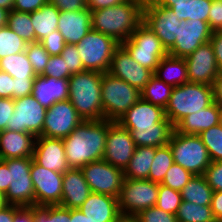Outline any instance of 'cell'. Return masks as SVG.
Segmentation results:
<instances>
[{"instance_id": "18", "label": "cell", "mask_w": 222, "mask_h": 222, "mask_svg": "<svg viewBox=\"0 0 222 222\" xmlns=\"http://www.w3.org/2000/svg\"><path fill=\"white\" fill-rule=\"evenodd\" d=\"M187 64L188 81L212 86L220 73L214 49L210 42L199 46L185 58Z\"/></svg>"}, {"instance_id": "34", "label": "cell", "mask_w": 222, "mask_h": 222, "mask_svg": "<svg viewBox=\"0 0 222 222\" xmlns=\"http://www.w3.org/2000/svg\"><path fill=\"white\" fill-rule=\"evenodd\" d=\"M0 70L7 72L13 78L35 79L36 77L25 51L1 58Z\"/></svg>"}, {"instance_id": "44", "label": "cell", "mask_w": 222, "mask_h": 222, "mask_svg": "<svg viewBox=\"0 0 222 222\" xmlns=\"http://www.w3.org/2000/svg\"><path fill=\"white\" fill-rule=\"evenodd\" d=\"M192 176L193 174L190 171L185 170L179 164L173 163L166 172L161 184L173 190L181 191Z\"/></svg>"}, {"instance_id": "14", "label": "cell", "mask_w": 222, "mask_h": 222, "mask_svg": "<svg viewBox=\"0 0 222 222\" xmlns=\"http://www.w3.org/2000/svg\"><path fill=\"white\" fill-rule=\"evenodd\" d=\"M30 174L35 192V206L60 205L63 173L49 170L32 159Z\"/></svg>"}, {"instance_id": "25", "label": "cell", "mask_w": 222, "mask_h": 222, "mask_svg": "<svg viewBox=\"0 0 222 222\" xmlns=\"http://www.w3.org/2000/svg\"><path fill=\"white\" fill-rule=\"evenodd\" d=\"M68 79L36 75L31 95L46 109L69 98Z\"/></svg>"}, {"instance_id": "67", "label": "cell", "mask_w": 222, "mask_h": 222, "mask_svg": "<svg viewBox=\"0 0 222 222\" xmlns=\"http://www.w3.org/2000/svg\"><path fill=\"white\" fill-rule=\"evenodd\" d=\"M14 0H0V8H4L8 11L13 9Z\"/></svg>"}, {"instance_id": "13", "label": "cell", "mask_w": 222, "mask_h": 222, "mask_svg": "<svg viewBox=\"0 0 222 222\" xmlns=\"http://www.w3.org/2000/svg\"><path fill=\"white\" fill-rule=\"evenodd\" d=\"M143 22L161 40L167 51L174 45L181 20L170 8L157 5L152 0H145Z\"/></svg>"}, {"instance_id": "1", "label": "cell", "mask_w": 222, "mask_h": 222, "mask_svg": "<svg viewBox=\"0 0 222 222\" xmlns=\"http://www.w3.org/2000/svg\"><path fill=\"white\" fill-rule=\"evenodd\" d=\"M107 119L83 120L66 138H63L65 155L70 168L81 169L90 162L102 160L108 125Z\"/></svg>"}, {"instance_id": "55", "label": "cell", "mask_w": 222, "mask_h": 222, "mask_svg": "<svg viewBox=\"0 0 222 222\" xmlns=\"http://www.w3.org/2000/svg\"><path fill=\"white\" fill-rule=\"evenodd\" d=\"M13 222H34V206L13 205Z\"/></svg>"}, {"instance_id": "57", "label": "cell", "mask_w": 222, "mask_h": 222, "mask_svg": "<svg viewBox=\"0 0 222 222\" xmlns=\"http://www.w3.org/2000/svg\"><path fill=\"white\" fill-rule=\"evenodd\" d=\"M210 43L213 46L215 58L222 73V30L212 32Z\"/></svg>"}, {"instance_id": "38", "label": "cell", "mask_w": 222, "mask_h": 222, "mask_svg": "<svg viewBox=\"0 0 222 222\" xmlns=\"http://www.w3.org/2000/svg\"><path fill=\"white\" fill-rule=\"evenodd\" d=\"M7 26L19 37H22L26 43L36 42L30 13L12 9L8 13Z\"/></svg>"}, {"instance_id": "20", "label": "cell", "mask_w": 222, "mask_h": 222, "mask_svg": "<svg viewBox=\"0 0 222 222\" xmlns=\"http://www.w3.org/2000/svg\"><path fill=\"white\" fill-rule=\"evenodd\" d=\"M33 160L55 172L64 173L70 169L65 155L64 142L60 138L36 137Z\"/></svg>"}, {"instance_id": "5", "label": "cell", "mask_w": 222, "mask_h": 222, "mask_svg": "<svg viewBox=\"0 0 222 222\" xmlns=\"http://www.w3.org/2000/svg\"><path fill=\"white\" fill-rule=\"evenodd\" d=\"M103 119L117 122L140 98L141 93L122 79L106 72L102 75Z\"/></svg>"}, {"instance_id": "2", "label": "cell", "mask_w": 222, "mask_h": 222, "mask_svg": "<svg viewBox=\"0 0 222 222\" xmlns=\"http://www.w3.org/2000/svg\"><path fill=\"white\" fill-rule=\"evenodd\" d=\"M145 0L124 3L91 11V29L113 37L118 43L130 38L143 22Z\"/></svg>"}, {"instance_id": "51", "label": "cell", "mask_w": 222, "mask_h": 222, "mask_svg": "<svg viewBox=\"0 0 222 222\" xmlns=\"http://www.w3.org/2000/svg\"><path fill=\"white\" fill-rule=\"evenodd\" d=\"M14 113V99L0 97V132L6 130Z\"/></svg>"}, {"instance_id": "62", "label": "cell", "mask_w": 222, "mask_h": 222, "mask_svg": "<svg viewBox=\"0 0 222 222\" xmlns=\"http://www.w3.org/2000/svg\"><path fill=\"white\" fill-rule=\"evenodd\" d=\"M0 222H13V205L3 204L0 207Z\"/></svg>"}, {"instance_id": "45", "label": "cell", "mask_w": 222, "mask_h": 222, "mask_svg": "<svg viewBox=\"0 0 222 222\" xmlns=\"http://www.w3.org/2000/svg\"><path fill=\"white\" fill-rule=\"evenodd\" d=\"M60 56L65 60L66 70H68L71 75L86 71L76 45L66 44Z\"/></svg>"}, {"instance_id": "29", "label": "cell", "mask_w": 222, "mask_h": 222, "mask_svg": "<svg viewBox=\"0 0 222 222\" xmlns=\"http://www.w3.org/2000/svg\"><path fill=\"white\" fill-rule=\"evenodd\" d=\"M175 127L171 122L156 123V128L128 129L137 146L161 147L169 143Z\"/></svg>"}, {"instance_id": "17", "label": "cell", "mask_w": 222, "mask_h": 222, "mask_svg": "<svg viewBox=\"0 0 222 222\" xmlns=\"http://www.w3.org/2000/svg\"><path fill=\"white\" fill-rule=\"evenodd\" d=\"M136 145L128 129L118 122L108 125L103 160L122 170L128 165Z\"/></svg>"}, {"instance_id": "15", "label": "cell", "mask_w": 222, "mask_h": 222, "mask_svg": "<svg viewBox=\"0 0 222 222\" xmlns=\"http://www.w3.org/2000/svg\"><path fill=\"white\" fill-rule=\"evenodd\" d=\"M82 121L69 99L55 102L46 110L42 136L66 138Z\"/></svg>"}, {"instance_id": "28", "label": "cell", "mask_w": 222, "mask_h": 222, "mask_svg": "<svg viewBox=\"0 0 222 222\" xmlns=\"http://www.w3.org/2000/svg\"><path fill=\"white\" fill-rule=\"evenodd\" d=\"M154 75L172 87L189 82L185 58L165 56L159 61Z\"/></svg>"}, {"instance_id": "47", "label": "cell", "mask_w": 222, "mask_h": 222, "mask_svg": "<svg viewBox=\"0 0 222 222\" xmlns=\"http://www.w3.org/2000/svg\"><path fill=\"white\" fill-rule=\"evenodd\" d=\"M137 216L141 222H178L176 215L165 212L156 206L141 211Z\"/></svg>"}, {"instance_id": "46", "label": "cell", "mask_w": 222, "mask_h": 222, "mask_svg": "<svg viewBox=\"0 0 222 222\" xmlns=\"http://www.w3.org/2000/svg\"><path fill=\"white\" fill-rule=\"evenodd\" d=\"M43 76H49L56 79H68L71 74L66 70L65 60L60 55L50 56L45 66Z\"/></svg>"}, {"instance_id": "21", "label": "cell", "mask_w": 222, "mask_h": 222, "mask_svg": "<svg viewBox=\"0 0 222 222\" xmlns=\"http://www.w3.org/2000/svg\"><path fill=\"white\" fill-rule=\"evenodd\" d=\"M125 129L156 128V123L170 122L165 109L141 98L117 121Z\"/></svg>"}, {"instance_id": "52", "label": "cell", "mask_w": 222, "mask_h": 222, "mask_svg": "<svg viewBox=\"0 0 222 222\" xmlns=\"http://www.w3.org/2000/svg\"><path fill=\"white\" fill-rule=\"evenodd\" d=\"M48 3L55 5L59 11H80L87 8L86 0H48Z\"/></svg>"}, {"instance_id": "49", "label": "cell", "mask_w": 222, "mask_h": 222, "mask_svg": "<svg viewBox=\"0 0 222 222\" xmlns=\"http://www.w3.org/2000/svg\"><path fill=\"white\" fill-rule=\"evenodd\" d=\"M203 176L213 191H222V160L211 162Z\"/></svg>"}, {"instance_id": "33", "label": "cell", "mask_w": 222, "mask_h": 222, "mask_svg": "<svg viewBox=\"0 0 222 222\" xmlns=\"http://www.w3.org/2000/svg\"><path fill=\"white\" fill-rule=\"evenodd\" d=\"M212 0H190L188 2L176 3L170 9L181 21L201 20L208 22V16Z\"/></svg>"}, {"instance_id": "10", "label": "cell", "mask_w": 222, "mask_h": 222, "mask_svg": "<svg viewBox=\"0 0 222 222\" xmlns=\"http://www.w3.org/2000/svg\"><path fill=\"white\" fill-rule=\"evenodd\" d=\"M159 184L148 179L125 178L118 197L121 214L138 215L141 211L155 206Z\"/></svg>"}, {"instance_id": "9", "label": "cell", "mask_w": 222, "mask_h": 222, "mask_svg": "<svg viewBox=\"0 0 222 222\" xmlns=\"http://www.w3.org/2000/svg\"><path fill=\"white\" fill-rule=\"evenodd\" d=\"M33 157L3 160L8 166L9 188L3 195L4 204L35 206V192L30 168Z\"/></svg>"}, {"instance_id": "64", "label": "cell", "mask_w": 222, "mask_h": 222, "mask_svg": "<svg viewBox=\"0 0 222 222\" xmlns=\"http://www.w3.org/2000/svg\"><path fill=\"white\" fill-rule=\"evenodd\" d=\"M155 4L170 8L172 5H176V3L188 2L190 0H152Z\"/></svg>"}, {"instance_id": "42", "label": "cell", "mask_w": 222, "mask_h": 222, "mask_svg": "<svg viewBox=\"0 0 222 222\" xmlns=\"http://www.w3.org/2000/svg\"><path fill=\"white\" fill-rule=\"evenodd\" d=\"M182 203L181 192L159 184L158 199L155 204L159 209L176 215Z\"/></svg>"}, {"instance_id": "31", "label": "cell", "mask_w": 222, "mask_h": 222, "mask_svg": "<svg viewBox=\"0 0 222 222\" xmlns=\"http://www.w3.org/2000/svg\"><path fill=\"white\" fill-rule=\"evenodd\" d=\"M156 147L137 146L128 165L123 170L124 178L148 179L150 166L155 156Z\"/></svg>"}, {"instance_id": "24", "label": "cell", "mask_w": 222, "mask_h": 222, "mask_svg": "<svg viewBox=\"0 0 222 222\" xmlns=\"http://www.w3.org/2000/svg\"><path fill=\"white\" fill-rule=\"evenodd\" d=\"M91 193L81 169L70 168L63 173L61 206L77 209Z\"/></svg>"}, {"instance_id": "69", "label": "cell", "mask_w": 222, "mask_h": 222, "mask_svg": "<svg viewBox=\"0 0 222 222\" xmlns=\"http://www.w3.org/2000/svg\"><path fill=\"white\" fill-rule=\"evenodd\" d=\"M4 204V201H3V196L0 195V207Z\"/></svg>"}, {"instance_id": "12", "label": "cell", "mask_w": 222, "mask_h": 222, "mask_svg": "<svg viewBox=\"0 0 222 222\" xmlns=\"http://www.w3.org/2000/svg\"><path fill=\"white\" fill-rule=\"evenodd\" d=\"M46 110L31 94L14 99V113L6 130L42 136Z\"/></svg>"}, {"instance_id": "32", "label": "cell", "mask_w": 222, "mask_h": 222, "mask_svg": "<svg viewBox=\"0 0 222 222\" xmlns=\"http://www.w3.org/2000/svg\"><path fill=\"white\" fill-rule=\"evenodd\" d=\"M180 192L182 201L206 206L211 205L214 191L203 175H193Z\"/></svg>"}, {"instance_id": "11", "label": "cell", "mask_w": 222, "mask_h": 222, "mask_svg": "<svg viewBox=\"0 0 222 222\" xmlns=\"http://www.w3.org/2000/svg\"><path fill=\"white\" fill-rule=\"evenodd\" d=\"M91 192L118 198L124 181V172L105 160L90 162L81 168Z\"/></svg>"}, {"instance_id": "37", "label": "cell", "mask_w": 222, "mask_h": 222, "mask_svg": "<svg viewBox=\"0 0 222 222\" xmlns=\"http://www.w3.org/2000/svg\"><path fill=\"white\" fill-rule=\"evenodd\" d=\"M178 222H216L210 205L182 201L176 214Z\"/></svg>"}, {"instance_id": "35", "label": "cell", "mask_w": 222, "mask_h": 222, "mask_svg": "<svg viewBox=\"0 0 222 222\" xmlns=\"http://www.w3.org/2000/svg\"><path fill=\"white\" fill-rule=\"evenodd\" d=\"M172 89L173 87L171 85L166 84L157 76L153 75L140 91L141 99L165 109L169 102Z\"/></svg>"}, {"instance_id": "60", "label": "cell", "mask_w": 222, "mask_h": 222, "mask_svg": "<svg viewBox=\"0 0 222 222\" xmlns=\"http://www.w3.org/2000/svg\"><path fill=\"white\" fill-rule=\"evenodd\" d=\"M10 185L8 177V166L0 159V195H4Z\"/></svg>"}, {"instance_id": "53", "label": "cell", "mask_w": 222, "mask_h": 222, "mask_svg": "<svg viewBox=\"0 0 222 222\" xmlns=\"http://www.w3.org/2000/svg\"><path fill=\"white\" fill-rule=\"evenodd\" d=\"M35 79L14 78L13 99L25 97L32 93Z\"/></svg>"}, {"instance_id": "43", "label": "cell", "mask_w": 222, "mask_h": 222, "mask_svg": "<svg viewBox=\"0 0 222 222\" xmlns=\"http://www.w3.org/2000/svg\"><path fill=\"white\" fill-rule=\"evenodd\" d=\"M25 53L34 73L36 75H42L50 57L42 44L39 41L27 43Z\"/></svg>"}, {"instance_id": "36", "label": "cell", "mask_w": 222, "mask_h": 222, "mask_svg": "<svg viewBox=\"0 0 222 222\" xmlns=\"http://www.w3.org/2000/svg\"><path fill=\"white\" fill-rule=\"evenodd\" d=\"M174 163L170 145L156 147L155 156L150 166L148 180L161 184L169 167Z\"/></svg>"}, {"instance_id": "26", "label": "cell", "mask_w": 222, "mask_h": 222, "mask_svg": "<svg viewBox=\"0 0 222 222\" xmlns=\"http://www.w3.org/2000/svg\"><path fill=\"white\" fill-rule=\"evenodd\" d=\"M36 137L27 132L4 130L0 132V159L33 157Z\"/></svg>"}, {"instance_id": "68", "label": "cell", "mask_w": 222, "mask_h": 222, "mask_svg": "<svg viewBox=\"0 0 222 222\" xmlns=\"http://www.w3.org/2000/svg\"><path fill=\"white\" fill-rule=\"evenodd\" d=\"M219 125L222 127V109H220Z\"/></svg>"}, {"instance_id": "39", "label": "cell", "mask_w": 222, "mask_h": 222, "mask_svg": "<svg viewBox=\"0 0 222 222\" xmlns=\"http://www.w3.org/2000/svg\"><path fill=\"white\" fill-rule=\"evenodd\" d=\"M27 43L8 26L0 28V59L26 50Z\"/></svg>"}, {"instance_id": "16", "label": "cell", "mask_w": 222, "mask_h": 222, "mask_svg": "<svg viewBox=\"0 0 222 222\" xmlns=\"http://www.w3.org/2000/svg\"><path fill=\"white\" fill-rule=\"evenodd\" d=\"M212 32L208 22L201 20L181 21L175 43L168 50V55L186 58L199 46L210 42Z\"/></svg>"}, {"instance_id": "41", "label": "cell", "mask_w": 222, "mask_h": 222, "mask_svg": "<svg viewBox=\"0 0 222 222\" xmlns=\"http://www.w3.org/2000/svg\"><path fill=\"white\" fill-rule=\"evenodd\" d=\"M34 222H70V209L61 205L34 206Z\"/></svg>"}, {"instance_id": "4", "label": "cell", "mask_w": 222, "mask_h": 222, "mask_svg": "<svg viewBox=\"0 0 222 222\" xmlns=\"http://www.w3.org/2000/svg\"><path fill=\"white\" fill-rule=\"evenodd\" d=\"M214 103L213 87L201 83H185L173 87L165 108L166 118L175 127L185 116Z\"/></svg>"}, {"instance_id": "54", "label": "cell", "mask_w": 222, "mask_h": 222, "mask_svg": "<svg viewBox=\"0 0 222 222\" xmlns=\"http://www.w3.org/2000/svg\"><path fill=\"white\" fill-rule=\"evenodd\" d=\"M48 0H14L13 9L20 12L31 13L39 10Z\"/></svg>"}, {"instance_id": "66", "label": "cell", "mask_w": 222, "mask_h": 222, "mask_svg": "<svg viewBox=\"0 0 222 222\" xmlns=\"http://www.w3.org/2000/svg\"><path fill=\"white\" fill-rule=\"evenodd\" d=\"M8 13V10L0 8V28L7 26Z\"/></svg>"}, {"instance_id": "56", "label": "cell", "mask_w": 222, "mask_h": 222, "mask_svg": "<svg viewBox=\"0 0 222 222\" xmlns=\"http://www.w3.org/2000/svg\"><path fill=\"white\" fill-rule=\"evenodd\" d=\"M14 93V78L0 70V97L12 98Z\"/></svg>"}, {"instance_id": "8", "label": "cell", "mask_w": 222, "mask_h": 222, "mask_svg": "<svg viewBox=\"0 0 222 222\" xmlns=\"http://www.w3.org/2000/svg\"><path fill=\"white\" fill-rule=\"evenodd\" d=\"M85 70L106 73L109 71L114 51L120 46L113 37L91 29L75 44Z\"/></svg>"}, {"instance_id": "30", "label": "cell", "mask_w": 222, "mask_h": 222, "mask_svg": "<svg viewBox=\"0 0 222 222\" xmlns=\"http://www.w3.org/2000/svg\"><path fill=\"white\" fill-rule=\"evenodd\" d=\"M60 11L55 5L47 3L39 10L30 13L35 30L36 42L57 30Z\"/></svg>"}, {"instance_id": "63", "label": "cell", "mask_w": 222, "mask_h": 222, "mask_svg": "<svg viewBox=\"0 0 222 222\" xmlns=\"http://www.w3.org/2000/svg\"><path fill=\"white\" fill-rule=\"evenodd\" d=\"M70 222H91L83 212L77 209H70Z\"/></svg>"}, {"instance_id": "50", "label": "cell", "mask_w": 222, "mask_h": 222, "mask_svg": "<svg viewBox=\"0 0 222 222\" xmlns=\"http://www.w3.org/2000/svg\"><path fill=\"white\" fill-rule=\"evenodd\" d=\"M208 24L212 31L222 30V0H212Z\"/></svg>"}, {"instance_id": "6", "label": "cell", "mask_w": 222, "mask_h": 222, "mask_svg": "<svg viewBox=\"0 0 222 222\" xmlns=\"http://www.w3.org/2000/svg\"><path fill=\"white\" fill-rule=\"evenodd\" d=\"M174 163L181 165L193 175H203L211 164V159L199 135L183 134L175 129L169 143Z\"/></svg>"}, {"instance_id": "59", "label": "cell", "mask_w": 222, "mask_h": 222, "mask_svg": "<svg viewBox=\"0 0 222 222\" xmlns=\"http://www.w3.org/2000/svg\"><path fill=\"white\" fill-rule=\"evenodd\" d=\"M211 210L217 221L222 218V191H214L211 199Z\"/></svg>"}, {"instance_id": "65", "label": "cell", "mask_w": 222, "mask_h": 222, "mask_svg": "<svg viewBox=\"0 0 222 222\" xmlns=\"http://www.w3.org/2000/svg\"><path fill=\"white\" fill-rule=\"evenodd\" d=\"M116 222H141L137 215L120 214Z\"/></svg>"}, {"instance_id": "48", "label": "cell", "mask_w": 222, "mask_h": 222, "mask_svg": "<svg viewBox=\"0 0 222 222\" xmlns=\"http://www.w3.org/2000/svg\"><path fill=\"white\" fill-rule=\"evenodd\" d=\"M50 56L60 55L66 46L64 37L58 30L39 41Z\"/></svg>"}, {"instance_id": "22", "label": "cell", "mask_w": 222, "mask_h": 222, "mask_svg": "<svg viewBox=\"0 0 222 222\" xmlns=\"http://www.w3.org/2000/svg\"><path fill=\"white\" fill-rule=\"evenodd\" d=\"M57 30L64 37L66 44L79 43L91 30V11H60Z\"/></svg>"}, {"instance_id": "23", "label": "cell", "mask_w": 222, "mask_h": 222, "mask_svg": "<svg viewBox=\"0 0 222 222\" xmlns=\"http://www.w3.org/2000/svg\"><path fill=\"white\" fill-rule=\"evenodd\" d=\"M79 209L91 222H116L121 214L118 198L93 192Z\"/></svg>"}, {"instance_id": "61", "label": "cell", "mask_w": 222, "mask_h": 222, "mask_svg": "<svg viewBox=\"0 0 222 222\" xmlns=\"http://www.w3.org/2000/svg\"><path fill=\"white\" fill-rule=\"evenodd\" d=\"M214 102L222 109V73L220 72L212 85Z\"/></svg>"}, {"instance_id": "19", "label": "cell", "mask_w": 222, "mask_h": 222, "mask_svg": "<svg viewBox=\"0 0 222 222\" xmlns=\"http://www.w3.org/2000/svg\"><path fill=\"white\" fill-rule=\"evenodd\" d=\"M112 76L122 79L139 91L147 84L154 73L139 65L120 45L113 54L110 69Z\"/></svg>"}, {"instance_id": "27", "label": "cell", "mask_w": 222, "mask_h": 222, "mask_svg": "<svg viewBox=\"0 0 222 222\" xmlns=\"http://www.w3.org/2000/svg\"><path fill=\"white\" fill-rule=\"evenodd\" d=\"M220 108L214 102L207 108L185 116L176 126L175 130L183 134L198 135L202 131L219 124Z\"/></svg>"}, {"instance_id": "58", "label": "cell", "mask_w": 222, "mask_h": 222, "mask_svg": "<svg viewBox=\"0 0 222 222\" xmlns=\"http://www.w3.org/2000/svg\"><path fill=\"white\" fill-rule=\"evenodd\" d=\"M125 1L127 0H86V5L90 11H96L124 3Z\"/></svg>"}, {"instance_id": "3", "label": "cell", "mask_w": 222, "mask_h": 222, "mask_svg": "<svg viewBox=\"0 0 222 222\" xmlns=\"http://www.w3.org/2000/svg\"><path fill=\"white\" fill-rule=\"evenodd\" d=\"M103 73L83 71L71 75L69 81V100L79 116L85 121L103 119L101 84Z\"/></svg>"}, {"instance_id": "40", "label": "cell", "mask_w": 222, "mask_h": 222, "mask_svg": "<svg viewBox=\"0 0 222 222\" xmlns=\"http://www.w3.org/2000/svg\"><path fill=\"white\" fill-rule=\"evenodd\" d=\"M208 150L212 162L222 160V127L217 124L198 134Z\"/></svg>"}, {"instance_id": "7", "label": "cell", "mask_w": 222, "mask_h": 222, "mask_svg": "<svg viewBox=\"0 0 222 222\" xmlns=\"http://www.w3.org/2000/svg\"><path fill=\"white\" fill-rule=\"evenodd\" d=\"M139 65L153 73L159 61L168 55L155 33L142 22L129 39L120 44Z\"/></svg>"}]
</instances>
